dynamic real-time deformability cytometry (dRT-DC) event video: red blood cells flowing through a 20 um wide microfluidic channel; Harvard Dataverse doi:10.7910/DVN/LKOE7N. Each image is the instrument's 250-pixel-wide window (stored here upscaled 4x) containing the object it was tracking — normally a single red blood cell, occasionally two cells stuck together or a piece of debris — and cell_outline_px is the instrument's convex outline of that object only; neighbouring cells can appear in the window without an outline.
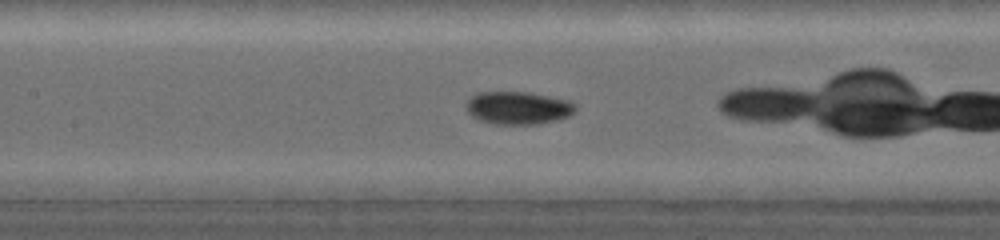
{"species": "common noctule bat (a hibernating species)", "species_latin": "Nyctalus noctula", "temperature_condition": "warm", "stored_images_in_passage": 22, "camera_frame_rate_fps": 5000, "um_per_image_px": 0.085, "animal": {"sex": "female", "body_mass_g": 19.0, "forearm_length_mm": 53.3}, "frame": {"image": 1, "passage_image": 7, "time_ms": 2.6, "image_size_px": [1000, 240], "cell_outline_px": [[576, 108], [568, 116], [560, 120], [540, 124], [492, 124], [480, 120], [472, 116], [468, 112], [468, 100], [472, 96], [480, 92], [524, 92], [564, 100], [576, 104]], "centroid_in_image_um": [44.03, 9.19], "position_along_channel_um": 163.4, "area_um2": 20.52}}
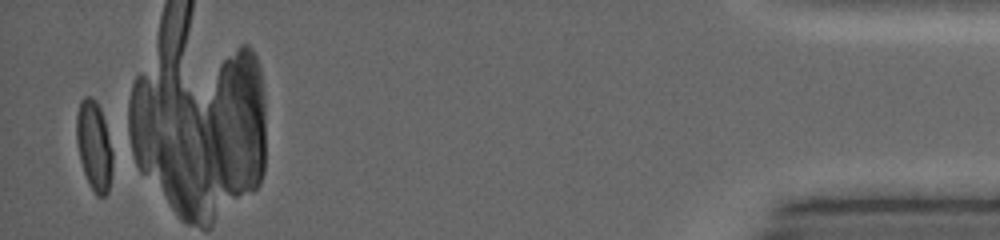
{"frame": {"image": 2, "passage_image": 22, "time_ms": 11.4, "image_size_px": [1000, 240], "cell_outline_px": [[116, 152], [108, 192], [104, 196], [96, 196], [84, 172], [80, 160], [76, 140], [76, 116], [80, 100], [84, 96], [92, 96], [96, 100], [100, 108]], "centroid_in_image_um": [8.04, 12.37], "position_along_channel_um": 427.2, "area_um2": 19.59}}